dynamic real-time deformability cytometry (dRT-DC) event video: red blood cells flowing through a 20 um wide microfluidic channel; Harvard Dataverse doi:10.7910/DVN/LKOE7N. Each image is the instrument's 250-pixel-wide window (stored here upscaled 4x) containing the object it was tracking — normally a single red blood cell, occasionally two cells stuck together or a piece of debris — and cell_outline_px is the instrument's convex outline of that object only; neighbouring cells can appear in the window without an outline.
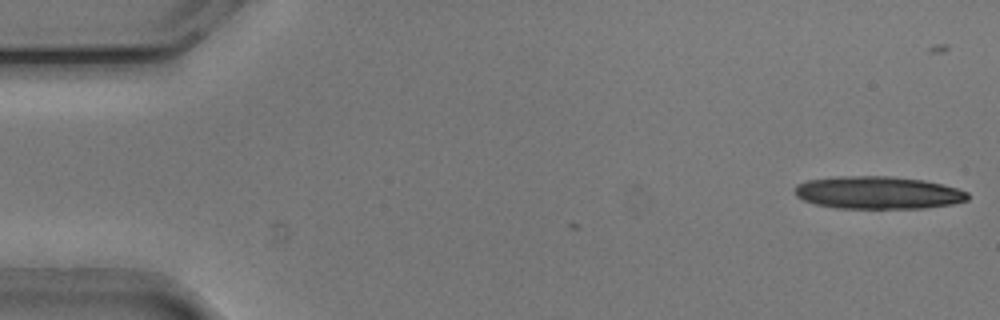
{"species": "common noctule bat (a hibernating species)", "species_latin": "Nyctalus noctula", "temperature_condition": "cold", "stored_images_in_passage": 7, "camera_frame_rate_fps": 3000, "um_per_image_px": 0.085, "animal": {"sex": "male", "body_mass_g": 20.5, "forearm_length_mm": 52.5}, "frame": {"image": 1, "passage_image": 1, "time_ms": 0.0, "image_size_px": [1000, 320], "cell_outline_px": [[968, 200], [952, 204], [924, 208], [836, 208], [816, 204], [804, 200], [796, 196], [796, 184], [808, 180], [840, 176], [892, 176], [924, 180], [956, 188], [968, 192]], "centroid_in_image_um": [74.63, 16.37], "position_along_channel_um": 10.4, "area_um2": 32.77}}